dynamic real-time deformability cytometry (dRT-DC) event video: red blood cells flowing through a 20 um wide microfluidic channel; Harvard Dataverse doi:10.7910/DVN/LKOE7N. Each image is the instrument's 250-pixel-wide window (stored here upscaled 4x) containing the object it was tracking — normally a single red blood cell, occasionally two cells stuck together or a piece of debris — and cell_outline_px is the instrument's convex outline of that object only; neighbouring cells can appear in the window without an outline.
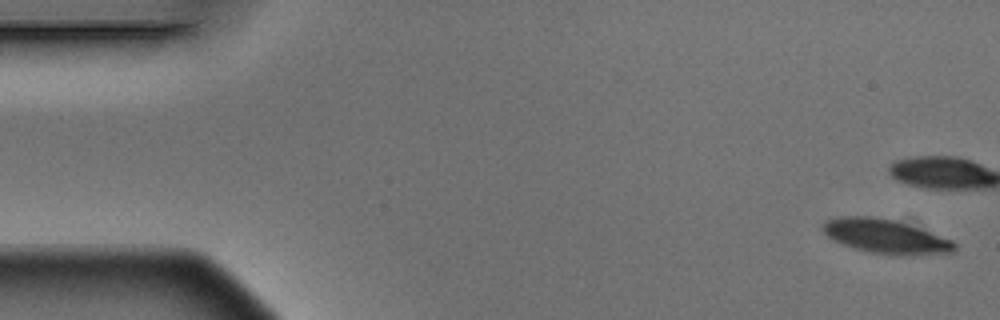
{"species": "Egyptian fruit bat (a non-hibernating species)", "species_latin": "Rousettus aegyptiacus", "temperature_condition": "warm", "stored_images_in_passage": 6, "segment_of_instrument_passage": [2, 2], "camera_frame_rate_fps": 3000, "um_per_image_px": 0.085, "animal": {"sex": "male"}, "frame": {"image": 1, "passage_image": 6, "time_ms": 1.667, "image_size_px": [1000, 320], "cell_outline_px": [[956, 248], [952, 252], [900, 256], [872, 252], [856, 248], [844, 244], [828, 236], [824, 232], [824, 224], [828, 220], [840, 216], [868, 216], [892, 220], [952, 240], [956, 244]], "centroid_in_image_um": [75.29, 20.1], "position_along_channel_um": 9.7, "area_um2": 25.26}}